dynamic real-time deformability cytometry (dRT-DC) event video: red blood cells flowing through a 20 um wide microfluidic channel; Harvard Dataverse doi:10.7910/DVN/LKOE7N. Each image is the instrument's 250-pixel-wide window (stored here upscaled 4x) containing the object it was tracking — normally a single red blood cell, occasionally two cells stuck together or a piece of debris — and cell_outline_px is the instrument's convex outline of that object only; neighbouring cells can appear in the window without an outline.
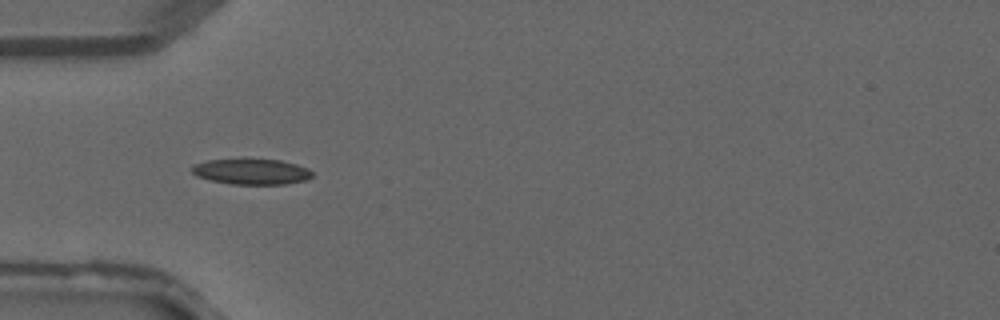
{"species": "common noctule bat (a hibernating species)", "species_latin": "Nyctalus noctula", "temperature_condition": "warm", "stored_images_in_passage": 39, "camera_frame_rate_fps": 3000, "um_per_image_px": 0.085, "animal": {"sex": "male", "forearm_length_mm": 52.5}, "frame": {"image": 1, "passage_image": 12, "time_ms": 3.667, "image_size_px": [1000, 320], "cell_outline_px": [[312, 176], [304, 180], [284, 184], [232, 184], [212, 180], [196, 176], [192, 172], [192, 164], [208, 160], [240, 156], [280, 160], [296, 164], [308, 168], [312, 172]], "centroid_in_image_um": [21.32, 14.53], "position_along_channel_um": 63.7, "area_um2": 18.67}}
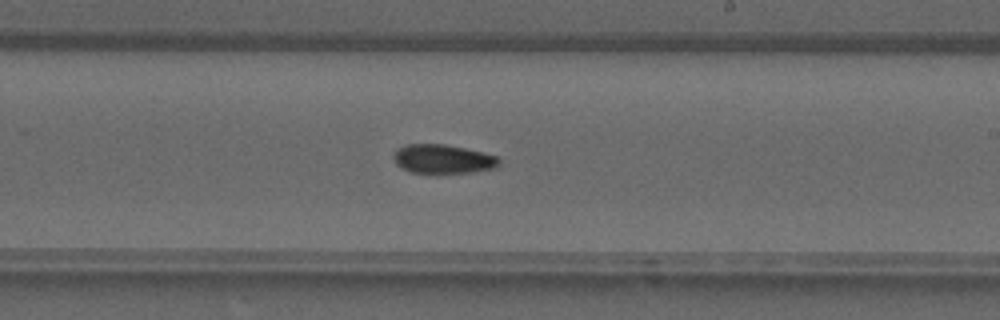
{"frame": {"image": 2, "passage_image": 23, "time_ms": 7.333, "image_size_px": [1000, 320], "cell_outline_px": [[500, 164], [496, 168], [472, 172], [436, 176], [412, 172], [400, 168], [396, 164], [392, 156], [392, 152], [396, 148], [408, 144], [444, 144], [484, 152], [496, 156], [500, 160]], "centroid_in_image_um": [37.61, 13.56], "position_along_channel_um": 251.4, "area_um2": 18.73}}
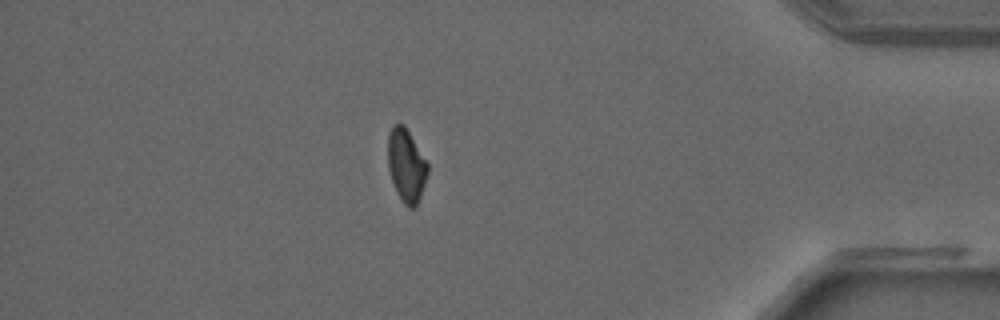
{"frame": {"image": 3, "passage_image": 34, "time_ms": 11.0, "image_size_px": [1000, 320], "cell_outline_px": [[428, 172], [416, 208], [408, 208], [404, 204], [392, 180], [388, 168], [388, 132], [392, 124], [404, 124], [428, 164]], "centroid_in_image_um": [34.52, 14.04], "position_along_channel_um": 400.7, "area_um2": 16.7}}